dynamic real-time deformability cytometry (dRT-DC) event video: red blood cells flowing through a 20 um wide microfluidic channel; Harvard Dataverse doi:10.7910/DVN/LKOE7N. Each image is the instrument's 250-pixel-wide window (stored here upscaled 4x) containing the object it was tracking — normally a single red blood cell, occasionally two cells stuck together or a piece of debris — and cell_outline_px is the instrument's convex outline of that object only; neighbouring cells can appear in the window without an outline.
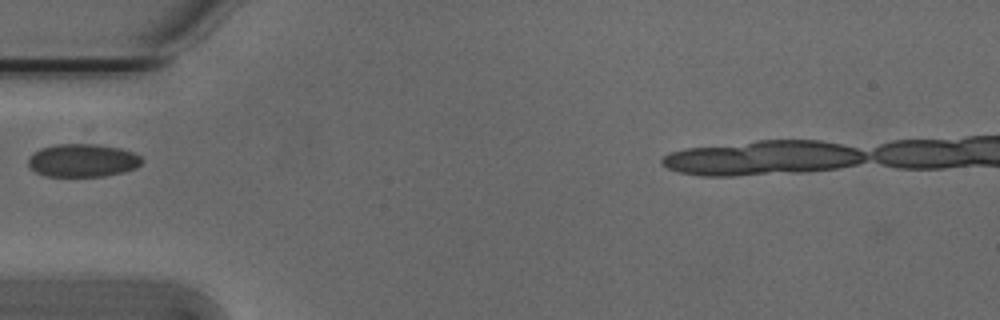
{"species": "Egyptian fruit bat (a non-hibernating species)", "species_latin": "Rousettus aegyptiacus", "temperature_condition": "cold", "stored_images_in_passage": 29, "camera_frame_rate_fps": 3000, "um_per_image_px": 0.085, "animal": {"sex": "male"}, "frame": {"image": 1, "passage_image": 5, "time_ms": 1.333, "image_size_px": [1000, 320], "cell_outline_px": [[144, 160], [136, 168], [124, 172], [104, 176], [44, 176], [36, 172], [28, 164], [28, 156], [32, 152], [40, 148], [56, 144], [96, 144], [120, 148], [132, 152], [140, 156]], "centroid_in_image_um": [7.01, 13.63], "position_along_channel_um": 78.0, "area_um2": 22.02}}
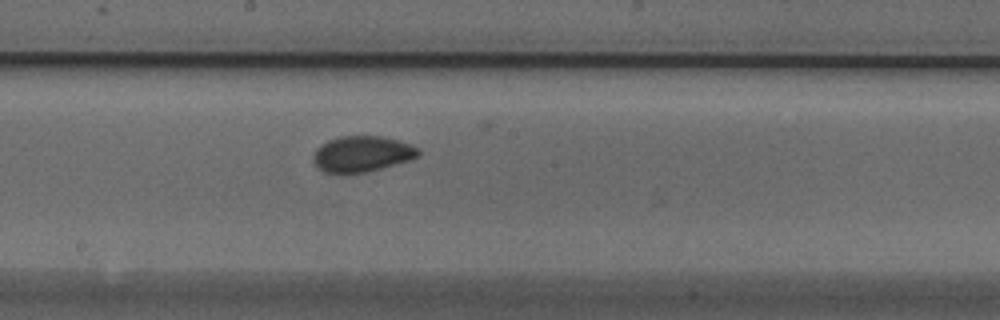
{"frame": {"image": 2, "passage_image": 16, "time_ms": 5.0, "image_size_px": [1000, 320], "cell_outline_px": [[420, 156], [408, 160], [368, 172], [324, 172], [312, 160], [312, 156], [316, 148], [328, 140], [340, 136], [380, 136], [412, 144], [420, 148]], "centroid_in_image_um": [30.79, 13.07], "position_along_channel_um": 217.4, "area_um2": 21.79}}
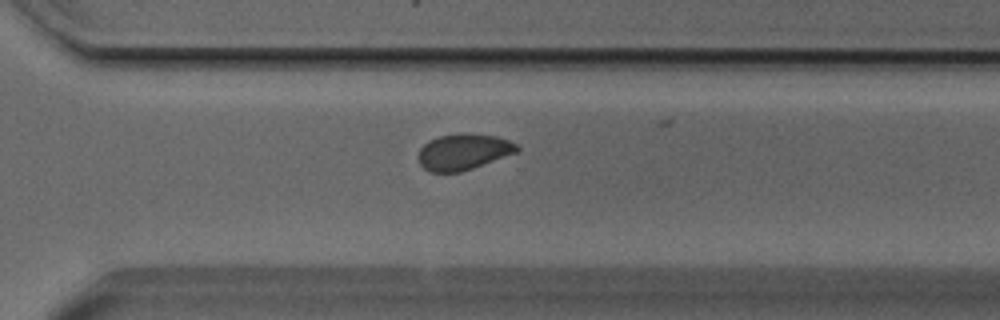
{"frame": {"image": 3, "passage_image": 25, "time_ms": 8.0, "image_size_px": [1000, 320], "cell_outline_px": [[520, 148], [516, 152], [472, 168], [460, 172], [428, 172], [420, 164], [420, 148], [428, 140], [440, 136], [460, 132], [464, 132], [496, 136], [508, 140], [516, 144]], "centroid_in_image_um": [39.37, 12.89], "position_along_channel_um": 331.2, "area_um2": 20.58}, "authors_computed_cell_mechanics": {"area_um2": 21.2704, "velocity_mm_per_s": 3.7979, "shape_relaxation_time_tau1_ms": 6.1583, "shape_relaxation_time_tau2_ms": 0.9741, "deformation_change_tau1": 0.0848, "deformation_change_tau2": 0.0337}}